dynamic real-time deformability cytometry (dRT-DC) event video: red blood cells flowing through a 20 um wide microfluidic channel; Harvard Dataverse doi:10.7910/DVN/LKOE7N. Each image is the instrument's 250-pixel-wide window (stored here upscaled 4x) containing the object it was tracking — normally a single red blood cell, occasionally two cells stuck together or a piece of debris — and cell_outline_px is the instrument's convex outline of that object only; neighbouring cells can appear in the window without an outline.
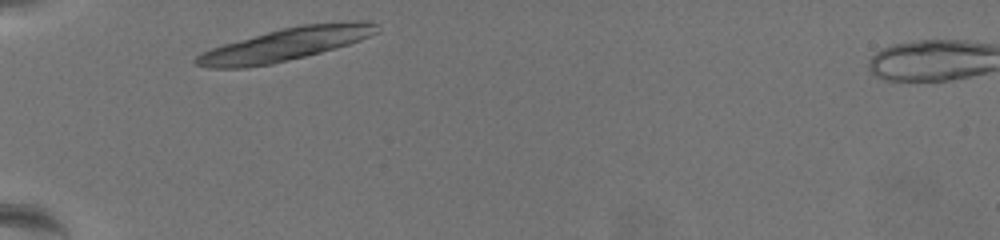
{"species": "common noctule bat (a hibernating species)", "species_latin": "Nyctalus noctula", "temperature_condition": "warm", "stored_images_in_passage": 33, "camera_frame_rate_fps": 3000, "um_per_image_px": 0.085, "animal": {"sex": "female", "body_mass_g": 19.5, "forearm_length_mm": 54.1}, "frame": {"image": 1, "passage_image": 1, "time_ms": 0.0, "image_size_px": [1000, 240], "cell_outline_px": [[380, 32], [360, 40], [336, 48], [272, 64], [244, 68], [208, 68], [196, 64], [192, 60], [200, 52], [224, 44], [268, 32], [300, 24], [348, 20], [360, 20], [376, 24], [380, 28]], "centroid_in_image_um": [24.3, 3.76], "position_along_channel_um": 60.7, "area_um2": 34.51}}